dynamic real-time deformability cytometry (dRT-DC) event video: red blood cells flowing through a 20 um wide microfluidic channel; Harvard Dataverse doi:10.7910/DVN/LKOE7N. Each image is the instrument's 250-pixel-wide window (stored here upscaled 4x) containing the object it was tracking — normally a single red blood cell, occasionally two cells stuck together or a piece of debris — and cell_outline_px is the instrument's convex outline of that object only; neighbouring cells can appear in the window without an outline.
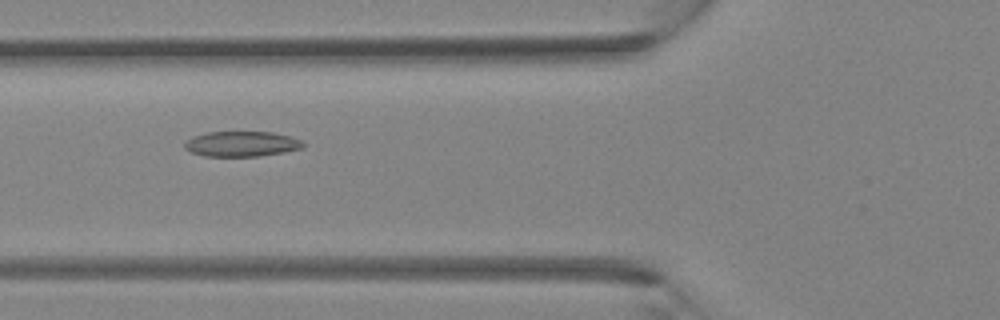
{"species": "Egyptian fruit bat (a non-hibernating species)", "species_latin": "Rousettus aegyptiacus", "temperature_condition": "room temperature", "stored_images_in_passage": 39, "camera_frame_rate_fps": 3000, "um_per_image_px": 0.085, "animal": {"sex": "female"}, "frame": {"image": 1, "passage_image": 15, "time_ms": 4.667, "image_size_px": [1000, 320], "cell_outline_px": [[304, 148], [284, 152], [260, 156], [204, 156], [192, 152], [184, 148], [184, 144], [192, 136], [208, 132], [272, 132], [292, 136], [300, 140], [304, 144]], "centroid_in_image_um": [20.56, 12.23], "position_along_channel_um": 105.2, "area_um2": 17.46}}
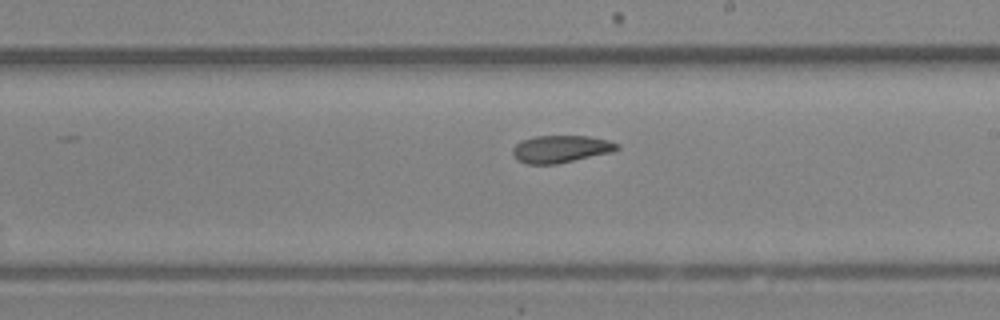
{"frame": {"image": 2, "passage_image": 23, "time_ms": 7.333, "image_size_px": [1000, 320], "cell_outline_px": [[620, 148], [612, 152], [556, 164], [528, 164], [516, 160], [512, 152], [512, 148], [520, 140], [536, 136], [588, 136], [608, 140], [620, 144]], "centroid_in_image_um": [47.65, 12.66], "position_along_channel_um": 241.3, "area_um2": 16.7}}
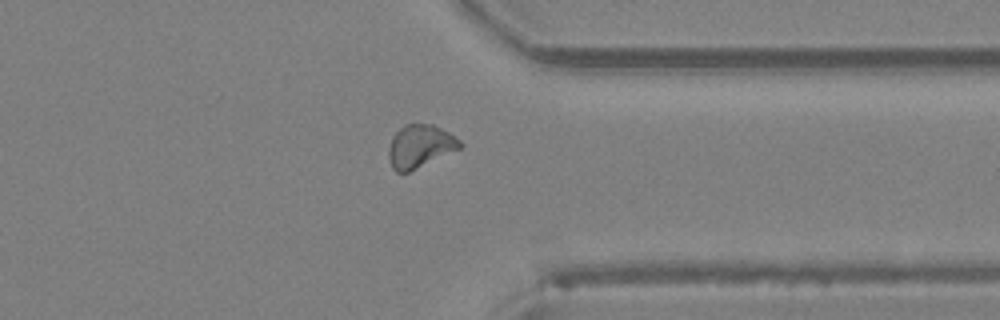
{"frame": {"image": 3, "passage_image": 31, "time_ms": 10.0, "image_size_px": [1000, 320], "cell_outline_px": [[464, 144], [460, 148], [408, 172], [396, 172], [392, 168], [388, 156], [388, 148], [392, 136], [400, 128], [408, 124], [432, 124], [448, 132], [460, 140]], "centroid_in_image_um": [35.68, 12.43], "position_along_channel_um": 375.7, "area_um2": 17.63}}